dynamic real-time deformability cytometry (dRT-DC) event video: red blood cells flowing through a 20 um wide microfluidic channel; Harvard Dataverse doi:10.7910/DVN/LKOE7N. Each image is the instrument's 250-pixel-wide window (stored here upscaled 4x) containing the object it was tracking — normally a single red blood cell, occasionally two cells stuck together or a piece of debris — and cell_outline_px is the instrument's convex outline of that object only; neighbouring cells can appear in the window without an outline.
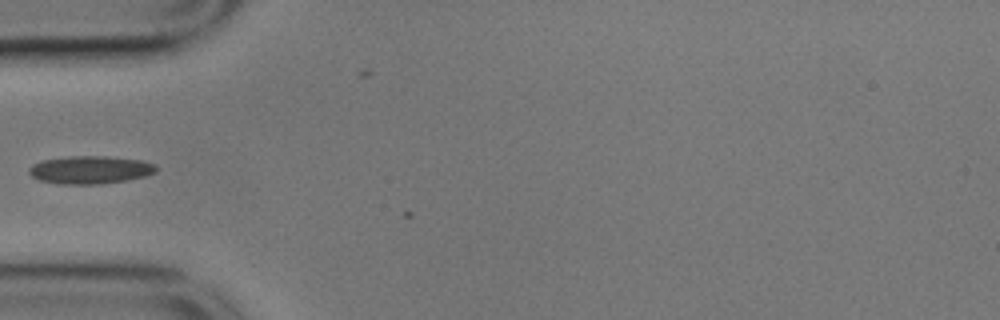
{"species": "common noctule bat (a hibernating species)", "species_latin": "Nyctalus noctula", "temperature_condition": "cold", "stored_images_in_passage": 2, "camera_frame_rate_fps": 3000, "um_per_image_px": 0.085, "animal": {"sex": "male", "body_mass_g": 17.9}, "frame": {"image": 1, "passage_image": 1, "time_ms": 0.0, "image_size_px": [1000, 320], "cell_outline_px": [[156, 172], [144, 176], [128, 180], [100, 184], [60, 184], [40, 180], [32, 176], [28, 172], [28, 168], [32, 164], [40, 160], [68, 156], [104, 156], [140, 160], [156, 164]], "centroid_in_image_um": [7.63, 14.43], "position_along_channel_um": 77.4, "area_um2": 20.75}}